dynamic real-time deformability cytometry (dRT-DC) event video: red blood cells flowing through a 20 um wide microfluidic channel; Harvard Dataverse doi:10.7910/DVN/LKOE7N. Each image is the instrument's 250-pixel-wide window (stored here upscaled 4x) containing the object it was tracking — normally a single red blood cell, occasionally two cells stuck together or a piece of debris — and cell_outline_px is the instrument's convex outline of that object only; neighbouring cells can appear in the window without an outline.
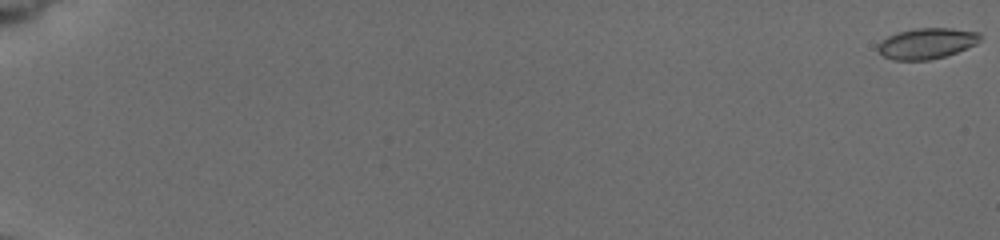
{"species": "common noctule bat (a hibernating species)", "species_latin": "Nyctalus noctula", "temperature_condition": "cold", "stored_images_in_passage": 21, "camera_frame_rate_fps": 3000, "um_per_image_px": 0.085, "animal": {"sex": "female", "body_mass_g": 19.5, "forearm_length_mm": 54.1}, "frame": {"image": 1, "passage_image": 1, "time_ms": 0.0, "image_size_px": [1000, 240], "cell_outline_px": [[980, 40], [976, 44], [956, 52], [944, 56], [928, 60], [892, 60], [884, 56], [876, 48], [876, 44], [880, 40], [896, 32], [916, 28], [952, 28], [980, 32]], "centroid_in_image_um": [78.73, 3.68], "position_along_channel_um": 6.3, "area_um2": 18.44}}